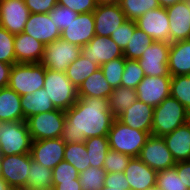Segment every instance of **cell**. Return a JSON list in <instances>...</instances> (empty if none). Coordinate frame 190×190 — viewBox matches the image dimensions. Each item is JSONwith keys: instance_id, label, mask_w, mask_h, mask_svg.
I'll return each instance as SVG.
<instances>
[{"instance_id": "cell-1", "label": "cell", "mask_w": 190, "mask_h": 190, "mask_svg": "<svg viewBox=\"0 0 190 190\" xmlns=\"http://www.w3.org/2000/svg\"><path fill=\"white\" fill-rule=\"evenodd\" d=\"M65 115L61 138L66 144L83 143L95 136H108L115 119L109 109V99L96 97H78Z\"/></svg>"}, {"instance_id": "cell-2", "label": "cell", "mask_w": 190, "mask_h": 190, "mask_svg": "<svg viewBox=\"0 0 190 190\" xmlns=\"http://www.w3.org/2000/svg\"><path fill=\"white\" fill-rule=\"evenodd\" d=\"M190 120V113L175 98L169 96L154 107L151 135L164 136Z\"/></svg>"}, {"instance_id": "cell-3", "label": "cell", "mask_w": 190, "mask_h": 190, "mask_svg": "<svg viewBox=\"0 0 190 190\" xmlns=\"http://www.w3.org/2000/svg\"><path fill=\"white\" fill-rule=\"evenodd\" d=\"M150 134L123 124L114 119L108 132L109 147L131 157H138Z\"/></svg>"}, {"instance_id": "cell-4", "label": "cell", "mask_w": 190, "mask_h": 190, "mask_svg": "<svg viewBox=\"0 0 190 190\" xmlns=\"http://www.w3.org/2000/svg\"><path fill=\"white\" fill-rule=\"evenodd\" d=\"M32 137L26 121L0 122V155L30 153Z\"/></svg>"}, {"instance_id": "cell-5", "label": "cell", "mask_w": 190, "mask_h": 190, "mask_svg": "<svg viewBox=\"0 0 190 190\" xmlns=\"http://www.w3.org/2000/svg\"><path fill=\"white\" fill-rule=\"evenodd\" d=\"M46 68L42 63H16L10 72L8 87L20 96L44 87Z\"/></svg>"}, {"instance_id": "cell-6", "label": "cell", "mask_w": 190, "mask_h": 190, "mask_svg": "<svg viewBox=\"0 0 190 190\" xmlns=\"http://www.w3.org/2000/svg\"><path fill=\"white\" fill-rule=\"evenodd\" d=\"M43 88L56 109L66 111L78 100L77 87L67 78L65 72L46 68Z\"/></svg>"}, {"instance_id": "cell-7", "label": "cell", "mask_w": 190, "mask_h": 190, "mask_svg": "<svg viewBox=\"0 0 190 190\" xmlns=\"http://www.w3.org/2000/svg\"><path fill=\"white\" fill-rule=\"evenodd\" d=\"M65 111H54L35 114L26 119V124L32 140L60 138L65 126Z\"/></svg>"}, {"instance_id": "cell-8", "label": "cell", "mask_w": 190, "mask_h": 190, "mask_svg": "<svg viewBox=\"0 0 190 190\" xmlns=\"http://www.w3.org/2000/svg\"><path fill=\"white\" fill-rule=\"evenodd\" d=\"M81 54V47L59 38L45 45L41 63L45 68L65 72Z\"/></svg>"}, {"instance_id": "cell-9", "label": "cell", "mask_w": 190, "mask_h": 190, "mask_svg": "<svg viewBox=\"0 0 190 190\" xmlns=\"http://www.w3.org/2000/svg\"><path fill=\"white\" fill-rule=\"evenodd\" d=\"M138 158L157 172L176 165L172 153L161 136L150 135L142 147Z\"/></svg>"}, {"instance_id": "cell-10", "label": "cell", "mask_w": 190, "mask_h": 190, "mask_svg": "<svg viewBox=\"0 0 190 190\" xmlns=\"http://www.w3.org/2000/svg\"><path fill=\"white\" fill-rule=\"evenodd\" d=\"M170 43L154 41L137 59L143 69L145 76H171L168 71V54Z\"/></svg>"}, {"instance_id": "cell-11", "label": "cell", "mask_w": 190, "mask_h": 190, "mask_svg": "<svg viewBox=\"0 0 190 190\" xmlns=\"http://www.w3.org/2000/svg\"><path fill=\"white\" fill-rule=\"evenodd\" d=\"M2 179L12 188H23L27 186L31 155L15 154L2 156Z\"/></svg>"}, {"instance_id": "cell-12", "label": "cell", "mask_w": 190, "mask_h": 190, "mask_svg": "<svg viewBox=\"0 0 190 190\" xmlns=\"http://www.w3.org/2000/svg\"><path fill=\"white\" fill-rule=\"evenodd\" d=\"M30 14L25 0H0V26L14 35L23 32Z\"/></svg>"}, {"instance_id": "cell-13", "label": "cell", "mask_w": 190, "mask_h": 190, "mask_svg": "<svg viewBox=\"0 0 190 190\" xmlns=\"http://www.w3.org/2000/svg\"><path fill=\"white\" fill-rule=\"evenodd\" d=\"M137 28L144 31L154 41L170 43V24L165 7L149 10L136 21Z\"/></svg>"}, {"instance_id": "cell-14", "label": "cell", "mask_w": 190, "mask_h": 190, "mask_svg": "<svg viewBox=\"0 0 190 190\" xmlns=\"http://www.w3.org/2000/svg\"><path fill=\"white\" fill-rule=\"evenodd\" d=\"M171 76H145L136 87L137 100L152 107L170 96Z\"/></svg>"}, {"instance_id": "cell-15", "label": "cell", "mask_w": 190, "mask_h": 190, "mask_svg": "<svg viewBox=\"0 0 190 190\" xmlns=\"http://www.w3.org/2000/svg\"><path fill=\"white\" fill-rule=\"evenodd\" d=\"M66 143L62 138L33 140L30 150L31 158L49 169H53L64 160Z\"/></svg>"}, {"instance_id": "cell-16", "label": "cell", "mask_w": 190, "mask_h": 190, "mask_svg": "<svg viewBox=\"0 0 190 190\" xmlns=\"http://www.w3.org/2000/svg\"><path fill=\"white\" fill-rule=\"evenodd\" d=\"M170 24V43L190 39V0L165 7Z\"/></svg>"}, {"instance_id": "cell-17", "label": "cell", "mask_w": 190, "mask_h": 190, "mask_svg": "<svg viewBox=\"0 0 190 190\" xmlns=\"http://www.w3.org/2000/svg\"><path fill=\"white\" fill-rule=\"evenodd\" d=\"M81 54L99 66L111 60L124 57L123 51L111 37L97 35L81 48Z\"/></svg>"}, {"instance_id": "cell-18", "label": "cell", "mask_w": 190, "mask_h": 190, "mask_svg": "<svg viewBox=\"0 0 190 190\" xmlns=\"http://www.w3.org/2000/svg\"><path fill=\"white\" fill-rule=\"evenodd\" d=\"M95 36L93 12L78 14L66 29L61 31L60 38L79 47L87 45Z\"/></svg>"}, {"instance_id": "cell-19", "label": "cell", "mask_w": 190, "mask_h": 190, "mask_svg": "<svg viewBox=\"0 0 190 190\" xmlns=\"http://www.w3.org/2000/svg\"><path fill=\"white\" fill-rule=\"evenodd\" d=\"M93 16L97 36L111 37V34L127 21L119 4L97 5Z\"/></svg>"}, {"instance_id": "cell-20", "label": "cell", "mask_w": 190, "mask_h": 190, "mask_svg": "<svg viewBox=\"0 0 190 190\" xmlns=\"http://www.w3.org/2000/svg\"><path fill=\"white\" fill-rule=\"evenodd\" d=\"M23 33L40 41L44 46L60 38L61 31L53 24L48 13H31Z\"/></svg>"}, {"instance_id": "cell-21", "label": "cell", "mask_w": 190, "mask_h": 190, "mask_svg": "<svg viewBox=\"0 0 190 190\" xmlns=\"http://www.w3.org/2000/svg\"><path fill=\"white\" fill-rule=\"evenodd\" d=\"M154 107L136 100L117 119L132 129L148 132L151 135Z\"/></svg>"}, {"instance_id": "cell-22", "label": "cell", "mask_w": 190, "mask_h": 190, "mask_svg": "<svg viewBox=\"0 0 190 190\" xmlns=\"http://www.w3.org/2000/svg\"><path fill=\"white\" fill-rule=\"evenodd\" d=\"M125 177L130 190H147L156 185L157 171L150 168L138 157H132L125 168Z\"/></svg>"}, {"instance_id": "cell-23", "label": "cell", "mask_w": 190, "mask_h": 190, "mask_svg": "<svg viewBox=\"0 0 190 190\" xmlns=\"http://www.w3.org/2000/svg\"><path fill=\"white\" fill-rule=\"evenodd\" d=\"M44 48L40 41L23 32L14 37L16 63H41Z\"/></svg>"}, {"instance_id": "cell-24", "label": "cell", "mask_w": 190, "mask_h": 190, "mask_svg": "<svg viewBox=\"0 0 190 190\" xmlns=\"http://www.w3.org/2000/svg\"><path fill=\"white\" fill-rule=\"evenodd\" d=\"M162 137L176 162L190 160V120Z\"/></svg>"}, {"instance_id": "cell-25", "label": "cell", "mask_w": 190, "mask_h": 190, "mask_svg": "<svg viewBox=\"0 0 190 190\" xmlns=\"http://www.w3.org/2000/svg\"><path fill=\"white\" fill-rule=\"evenodd\" d=\"M168 71L171 77L190 75V39L170 43Z\"/></svg>"}, {"instance_id": "cell-26", "label": "cell", "mask_w": 190, "mask_h": 190, "mask_svg": "<svg viewBox=\"0 0 190 190\" xmlns=\"http://www.w3.org/2000/svg\"><path fill=\"white\" fill-rule=\"evenodd\" d=\"M21 96L10 87L0 89V122L26 121Z\"/></svg>"}, {"instance_id": "cell-27", "label": "cell", "mask_w": 190, "mask_h": 190, "mask_svg": "<svg viewBox=\"0 0 190 190\" xmlns=\"http://www.w3.org/2000/svg\"><path fill=\"white\" fill-rule=\"evenodd\" d=\"M113 88L110 86L103 71L99 68L77 88L78 97H96L109 99Z\"/></svg>"}, {"instance_id": "cell-28", "label": "cell", "mask_w": 190, "mask_h": 190, "mask_svg": "<svg viewBox=\"0 0 190 190\" xmlns=\"http://www.w3.org/2000/svg\"><path fill=\"white\" fill-rule=\"evenodd\" d=\"M20 103L25 119L35 114L54 111L56 109L44 88L21 96Z\"/></svg>"}, {"instance_id": "cell-29", "label": "cell", "mask_w": 190, "mask_h": 190, "mask_svg": "<svg viewBox=\"0 0 190 190\" xmlns=\"http://www.w3.org/2000/svg\"><path fill=\"white\" fill-rule=\"evenodd\" d=\"M99 68L100 66L97 63L91 62L80 54V56L67 67L65 73L72 84L78 88L85 79Z\"/></svg>"}, {"instance_id": "cell-30", "label": "cell", "mask_w": 190, "mask_h": 190, "mask_svg": "<svg viewBox=\"0 0 190 190\" xmlns=\"http://www.w3.org/2000/svg\"><path fill=\"white\" fill-rule=\"evenodd\" d=\"M137 100L135 89L119 86L114 88L109 97V109L115 118L122 114Z\"/></svg>"}, {"instance_id": "cell-31", "label": "cell", "mask_w": 190, "mask_h": 190, "mask_svg": "<svg viewBox=\"0 0 190 190\" xmlns=\"http://www.w3.org/2000/svg\"><path fill=\"white\" fill-rule=\"evenodd\" d=\"M90 165L103 168L107 152L110 150L108 136H95L85 140Z\"/></svg>"}, {"instance_id": "cell-32", "label": "cell", "mask_w": 190, "mask_h": 190, "mask_svg": "<svg viewBox=\"0 0 190 190\" xmlns=\"http://www.w3.org/2000/svg\"><path fill=\"white\" fill-rule=\"evenodd\" d=\"M27 186L43 190L53 189L52 169L39 164L31 158Z\"/></svg>"}, {"instance_id": "cell-33", "label": "cell", "mask_w": 190, "mask_h": 190, "mask_svg": "<svg viewBox=\"0 0 190 190\" xmlns=\"http://www.w3.org/2000/svg\"><path fill=\"white\" fill-rule=\"evenodd\" d=\"M64 161L73 165L79 173L89 168L91 165L85 143H67L64 151Z\"/></svg>"}, {"instance_id": "cell-34", "label": "cell", "mask_w": 190, "mask_h": 190, "mask_svg": "<svg viewBox=\"0 0 190 190\" xmlns=\"http://www.w3.org/2000/svg\"><path fill=\"white\" fill-rule=\"evenodd\" d=\"M119 6L127 20L136 21L149 10L160 7L158 0H120Z\"/></svg>"}, {"instance_id": "cell-35", "label": "cell", "mask_w": 190, "mask_h": 190, "mask_svg": "<svg viewBox=\"0 0 190 190\" xmlns=\"http://www.w3.org/2000/svg\"><path fill=\"white\" fill-rule=\"evenodd\" d=\"M154 40L144 31L136 28L134 33L123 51L124 58L137 60L141 58L146 48H148Z\"/></svg>"}, {"instance_id": "cell-36", "label": "cell", "mask_w": 190, "mask_h": 190, "mask_svg": "<svg viewBox=\"0 0 190 190\" xmlns=\"http://www.w3.org/2000/svg\"><path fill=\"white\" fill-rule=\"evenodd\" d=\"M170 96L177 99L190 113V75L171 77Z\"/></svg>"}, {"instance_id": "cell-37", "label": "cell", "mask_w": 190, "mask_h": 190, "mask_svg": "<svg viewBox=\"0 0 190 190\" xmlns=\"http://www.w3.org/2000/svg\"><path fill=\"white\" fill-rule=\"evenodd\" d=\"M156 185L163 190H189L190 182L187 183L179 177L176 171V167H171L166 170L157 172Z\"/></svg>"}, {"instance_id": "cell-38", "label": "cell", "mask_w": 190, "mask_h": 190, "mask_svg": "<svg viewBox=\"0 0 190 190\" xmlns=\"http://www.w3.org/2000/svg\"><path fill=\"white\" fill-rule=\"evenodd\" d=\"M107 172L104 168L90 166L79 173L82 190H101L104 187Z\"/></svg>"}, {"instance_id": "cell-39", "label": "cell", "mask_w": 190, "mask_h": 190, "mask_svg": "<svg viewBox=\"0 0 190 190\" xmlns=\"http://www.w3.org/2000/svg\"><path fill=\"white\" fill-rule=\"evenodd\" d=\"M144 77L145 73L139 65L138 61L125 58V66L121 79V86L136 89Z\"/></svg>"}, {"instance_id": "cell-40", "label": "cell", "mask_w": 190, "mask_h": 190, "mask_svg": "<svg viewBox=\"0 0 190 190\" xmlns=\"http://www.w3.org/2000/svg\"><path fill=\"white\" fill-rule=\"evenodd\" d=\"M124 66V57L111 60L100 66V69L103 71L104 77L113 89L121 86V79L124 72Z\"/></svg>"}, {"instance_id": "cell-41", "label": "cell", "mask_w": 190, "mask_h": 190, "mask_svg": "<svg viewBox=\"0 0 190 190\" xmlns=\"http://www.w3.org/2000/svg\"><path fill=\"white\" fill-rule=\"evenodd\" d=\"M15 35L0 26V61L7 64H16L14 51Z\"/></svg>"}, {"instance_id": "cell-42", "label": "cell", "mask_w": 190, "mask_h": 190, "mask_svg": "<svg viewBox=\"0 0 190 190\" xmlns=\"http://www.w3.org/2000/svg\"><path fill=\"white\" fill-rule=\"evenodd\" d=\"M132 157L110 149L104 160L103 168L107 173L124 172Z\"/></svg>"}, {"instance_id": "cell-43", "label": "cell", "mask_w": 190, "mask_h": 190, "mask_svg": "<svg viewBox=\"0 0 190 190\" xmlns=\"http://www.w3.org/2000/svg\"><path fill=\"white\" fill-rule=\"evenodd\" d=\"M48 14L53 24H55L60 31L66 29L71 21L75 20L78 16V13L75 11L59 4H57Z\"/></svg>"}, {"instance_id": "cell-44", "label": "cell", "mask_w": 190, "mask_h": 190, "mask_svg": "<svg viewBox=\"0 0 190 190\" xmlns=\"http://www.w3.org/2000/svg\"><path fill=\"white\" fill-rule=\"evenodd\" d=\"M136 28L137 25L134 20H127L111 34V38L124 51Z\"/></svg>"}, {"instance_id": "cell-45", "label": "cell", "mask_w": 190, "mask_h": 190, "mask_svg": "<svg viewBox=\"0 0 190 190\" xmlns=\"http://www.w3.org/2000/svg\"><path fill=\"white\" fill-rule=\"evenodd\" d=\"M53 183H61L79 179L77 169L67 161H61L52 169Z\"/></svg>"}, {"instance_id": "cell-46", "label": "cell", "mask_w": 190, "mask_h": 190, "mask_svg": "<svg viewBox=\"0 0 190 190\" xmlns=\"http://www.w3.org/2000/svg\"><path fill=\"white\" fill-rule=\"evenodd\" d=\"M57 4L68 7L78 14L93 12L97 7L95 0H57Z\"/></svg>"}, {"instance_id": "cell-47", "label": "cell", "mask_w": 190, "mask_h": 190, "mask_svg": "<svg viewBox=\"0 0 190 190\" xmlns=\"http://www.w3.org/2000/svg\"><path fill=\"white\" fill-rule=\"evenodd\" d=\"M25 4L30 13L44 14L57 5V0H25Z\"/></svg>"}, {"instance_id": "cell-48", "label": "cell", "mask_w": 190, "mask_h": 190, "mask_svg": "<svg viewBox=\"0 0 190 190\" xmlns=\"http://www.w3.org/2000/svg\"><path fill=\"white\" fill-rule=\"evenodd\" d=\"M104 186L109 188H123L125 190H130L129 183L124 172L107 173Z\"/></svg>"}, {"instance_id": "cell-49", "label": "cell", "mask_w": 190, "mask_h": 190, "mask_svg": "<svg viewBox=\"0 0 190 190\" xmlns=\"http://www.w3.org/2000/svg\"><path fill=\"white\" fill-rule=\"evenodd\" d=\"M176 171L179 177L187 183L190 182V160L176 162Z\"/></svg>"}, {"instance_id": "cell-50", "label": "cell", "mask_w": 190, "mask_h": 190, "mask_svg": "<svg viewBox=\"0 0 190 190\" xmlns=\"http://www.w3.org/2000/svg\"><path fill=\"white\" fill-rule=\"evenodd\" d=\"M12 66L0 61V89L8 86Z\"/></svg>"}, {"instance_id": "cell-51", "label": "cell", "mask_w": 190, "mask_h": 190, "mask_svg": "<svg viewBox=\"0 0 190 190\" xmlns=\"http://www.w3.org/2000/svg\"><path fill=\"white\" fill-rule=\"evenodd\" d=\"M52 190H82L79 179L72 181L53 183Z\"/></svg>"}, {"instance_id": "cell-52", "label": "cell", "mask_w": 190, "mask_h": 190, "mask_svg": "<svg viewBox=\"0 0 190 190\" xmlns=\"http://www.w3.org/2000/svg\"><path fill=\"white\" fill-rule=\"evenodd\" d=\"M97 5L119 4L120 0H95Z\"/></svg>"}, {"instance_id": "cell-53", "label": "cell", "mask_w": 190, "mask_h": 190, "mask_svg": "<svg viewBox=\"0 0 190 190\" xmlns=\"http://www.w3.org/2000/svg\"><path fill=\"white\" fill-rule=\"evenodd\" d=\"M161 7H167L183 0H158Z\"/></svg>"}, {"instance_id": "cell-54", "label": "cell", "mask_w": 190, "mask_h": 190, "mask_svg": "<svg viewBox=\"0 0 190 190\" xmlns=\"http://www.w3.org/2000/svg\"><path fill=\"white\" fill-rule=\"evenodd\" d=\"M9 188L10 186L8 185V183L2 178H0V190H7Z\"/></svg>"}, {"instance_id": "cell-55", "label": "cell", "mask_w": 190, "mask_h": 190, "mask_svg": "<svg viewBox=\"0 0 190 190\" xmlns=\"http://www.w3.org/2000/svg\"><path fill=\"white\" fill-rule=\"evenodd\" d=\"M18 190H43V189L33 188V187H30V186H25L23 188H19Z\"/></svg>"}, {"instance_id": "cell-56", "label": "cell", "mask_w": 190, "mask_h": 190, "mask_svg": "<svg viewBox=\"0 0 190 190\" xmlns=\"http://www.w3.org/2000/svg\"><path fill=\"white\" fill-rule=\"evenodd\" d=\"M147 190H163V189L159 187L158 185H154L152 187H149Z\"/></svg>"}, {"instance_id": "cell-57", "label": "cell", "mask_w": 190, "mask_h": 190, "mask_svg": "<svg viewBox=\"0 0 190 190\" xmlns=\"http://www.w3.org/2000/svg\"><path fill=\"white\" fill-rule=\"evenodd\" d=\"M101 190H125V189H123V188H121V189H118V188H109V187H103Z\"/></svg>"}, {"instance_id": "cell-58", "label": "cell", "mask_w": 190, "mask_h": 190, "mask_svg": "<svg viewBox=\"0 0 190 190\" xmlns=\"http://www.w3.org/2000/svg\"><path fill=\"white\" fill-rule=\"evenodd\" d=\"M2 156L0 155V178H2V164H1Z\"/></svg>"}, {"instance_id": "cell-59", "label": "cell", "mask_w": 190, "mask_h": 190, "mask_svg": "<svg viewBox=\"0 0 190 190\" xmlns=\"http://www.w3.org/2000/svg\"><path fill=\"white\" fill-rule=\"evenodd\" d=\"M7 190H18V189L10 187V188L7 189Z\"/></svg>"}]
</instances>
